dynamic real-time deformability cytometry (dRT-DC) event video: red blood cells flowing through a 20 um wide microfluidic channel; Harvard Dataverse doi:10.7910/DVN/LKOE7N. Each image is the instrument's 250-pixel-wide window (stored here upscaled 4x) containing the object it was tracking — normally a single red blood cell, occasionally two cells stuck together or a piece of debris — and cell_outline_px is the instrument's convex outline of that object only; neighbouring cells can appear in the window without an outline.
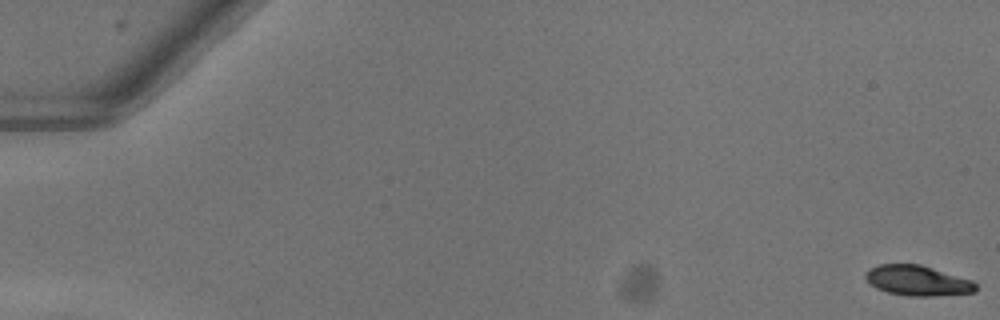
{"species": "common noctule bat (a hibernating species)", "species_latin": "Nyctalus noctula", "temperature_condition": "warm", "stored_images_in_passage": 53, "camera_frame_rate_fps": 3000, "um_per_image_px": 0.085, "animal": {"sex": "female"}, "frame": {"image": 1, "passage_image": 1, "time_ms": 0.0, "image_size_px": [1000, 320], "cell_outline_px": [[976, 292], [932, 296], [908, 296], [888, 292], [876, 288], [864, 276], [864, 272], [868, 268], [880, 264], [920, 264], [972, 280], [976, 284]], "centroid_in_image_um": [77.97, 23.84], "position_along_channel_um": 7.0, "area_um2": 19.36}}
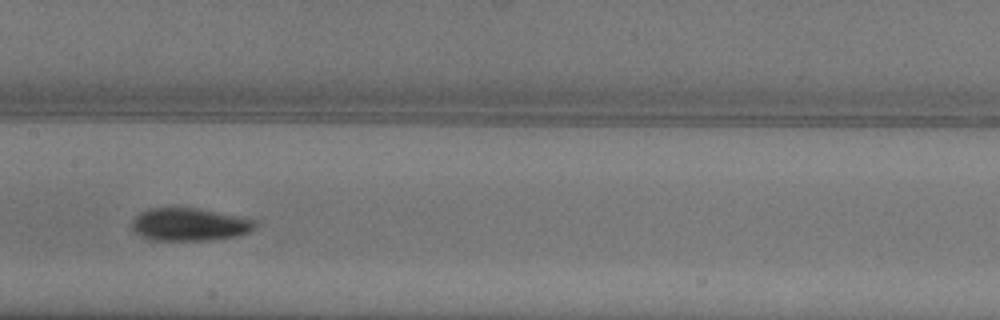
{"frame": {"image": 2, "passage_image": 28, "time_ms": 9.0, "image_size_px": [1000, 320], "cell_outline_px": [[256, 228], [252, 232], [236, 236], [204, 240], [152, 240], [140, 236], [132, 228], [132, 220], [140, 212], [148, 208], [196, 208], [256, 220]], "centroid_in_image_um": [16.1, 19.08], "position_along_channel_um": 191.3, "area_um2": 23.41}}
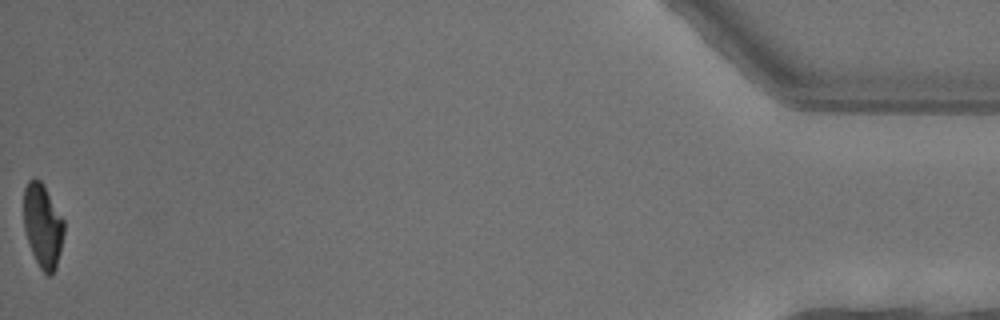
{"frame": {"image": 3, "passage_image": 53, "time_ms": 17.333, "image_size_px": [1000, 320], "cell_outline_px": [[64, 232], [60, 252], [56, 268], [52, 276], [48, 276], [40, 268], [32, 252], [24, 228], [24, 188], [28, 180], [32, 176], [36, 176], [44, 184], [64, 220]], "centroid_in_image_um": [3.64, 19.14], "position_along_channel_um": 431.6, "area_um2": 19.83}, "authors_computed_cell_mechanics": {"area_um2": 21.8484, "velocity_mm_per_s": 4.0461, "shape_relaxation_time_tau1_ms": 4.3166, "shape_relaxation_time_tau2_ms": 2.4082, "deformation_change_tau1": 0.1894, "deformation_change_tau2": 0.061}}